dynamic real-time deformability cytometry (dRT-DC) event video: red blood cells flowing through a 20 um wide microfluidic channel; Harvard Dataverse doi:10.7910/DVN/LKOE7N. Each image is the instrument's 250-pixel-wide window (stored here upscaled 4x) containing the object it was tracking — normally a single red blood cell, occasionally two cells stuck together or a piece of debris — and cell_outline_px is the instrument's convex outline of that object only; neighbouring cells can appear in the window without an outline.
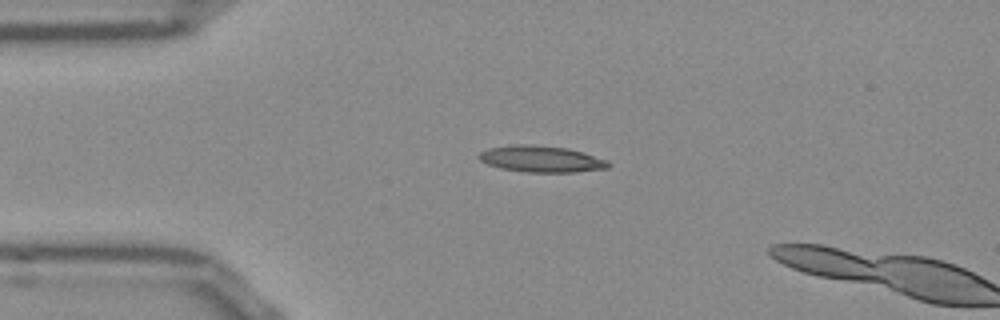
{"species": "Egyptian fruit bat (a non-hibernating species)", "species_latin": "Rousettus aegyptiacus", "temperature_condition": "room temperature", "stored_images_in_passage": 37, "camera_frame_rate_fps": 3000, "um_per_image_px": 0.085, "frame": {"image": 1, "passage_image": 1, "time_ms": 0.0, "image_size_px": [1000, 320], "cell_outline_px": [[612, 164], [608, 168], [576, 172], [524, 172], [500, 168], [488, 164], [480, 160], [476, 156], [480, 152], [488, 148], [516, 144], [536, 144], [568, 148], [608, 160]], "centroid_in_image_um": [46.0, 13.51], "position_along_channel_um": 39.0, "area_um2": 20.11}}
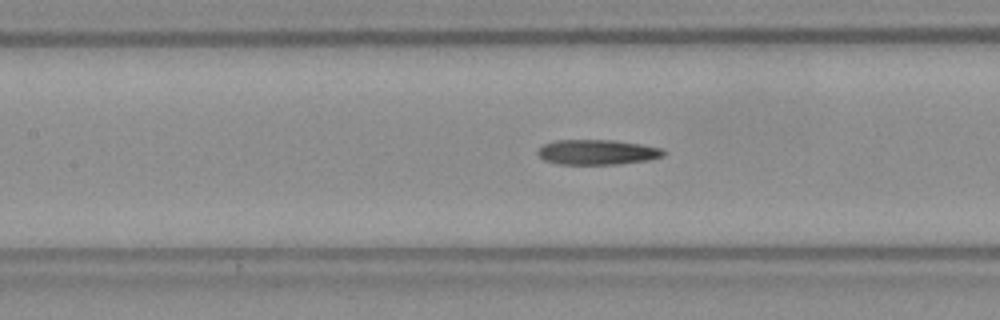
{"frame": {"image": 2, "passage_image": 12, "time_ms": 3.667, "image_size_px": [1000, 320], "cell_outline_px": [[668, 152], [664, 156], [648, 160], [616, 164], [560, 164], [544, 160], [536, 152], [544, 144], [556, 140], [612, 140], [640, 144], [664, 148]], "centroid_in_image_um": [50.81, 12.93], "position_along_channel_um": 156.6, "area_um2": 18.38}}
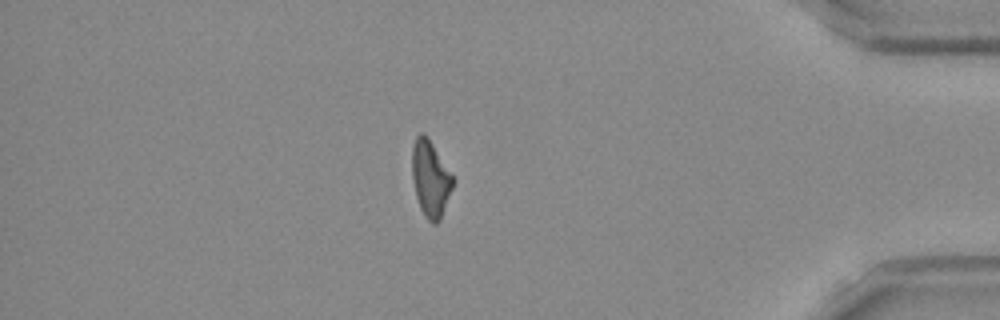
{"frame": {"image": 3, "passage_image": 34, "time_ms": 11.0, "image_size_px": [1000, 320], "cell_outline_px": [[452, 188], [440, 220], [436, 224], [432, 224], [424, 216], [420, 208], [416, 196], [412, 176], [412, 148], [416, 136], [420, 132], [424, 132], [428, 136], [452, 176]], "centroid_in_image_um": [36.56, 15.18], "position_along_channel_um": 398.6, "area_um2": 17.92}}